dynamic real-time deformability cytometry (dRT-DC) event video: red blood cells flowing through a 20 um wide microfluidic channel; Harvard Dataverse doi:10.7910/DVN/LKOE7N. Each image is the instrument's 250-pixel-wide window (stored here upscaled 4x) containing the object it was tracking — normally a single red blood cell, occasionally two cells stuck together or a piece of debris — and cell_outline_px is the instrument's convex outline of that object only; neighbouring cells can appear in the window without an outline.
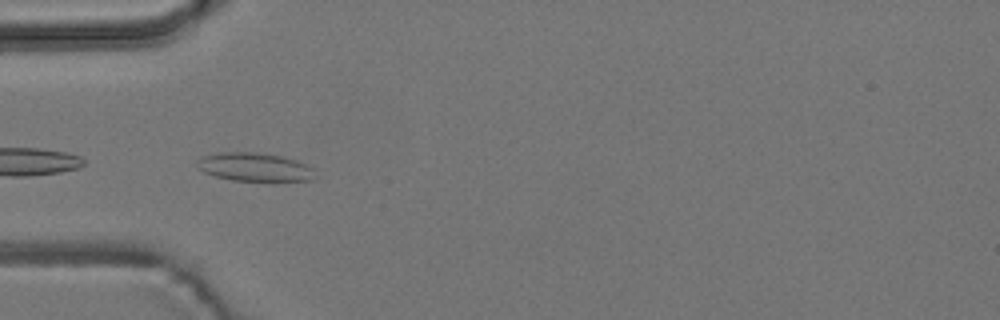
{"species": "common noctule bat (a hibernating species)", "species_latin": "Nyctalus noctula", "temperature_condition": "room temperature", "stored_images_in_passage": 6, "camera_frame_rate_fps": 3000, "um_per_image_px": 0.085, "animal": {"sex": "male", "body_mass_g": 19.2, "forearm_length_mm": 51.8}, "frame": {"image": 1, "passage_image": 5, "time_ms": 4.667, "image_size_px": [1000, 320], "cell_outline_px": [[312, 180], [276, 184], [272, 184], [232, 180], [216, 176], [204, 172], [196, 168], [196, 160], [204, 156], [220, 152], [256, 152], [284, 156], [296, 160], [312, 168]], "centroid_in_image_um": [21.66, 14.25], "position_along_channel_um": 63.3, "area_um2": 20.46}}